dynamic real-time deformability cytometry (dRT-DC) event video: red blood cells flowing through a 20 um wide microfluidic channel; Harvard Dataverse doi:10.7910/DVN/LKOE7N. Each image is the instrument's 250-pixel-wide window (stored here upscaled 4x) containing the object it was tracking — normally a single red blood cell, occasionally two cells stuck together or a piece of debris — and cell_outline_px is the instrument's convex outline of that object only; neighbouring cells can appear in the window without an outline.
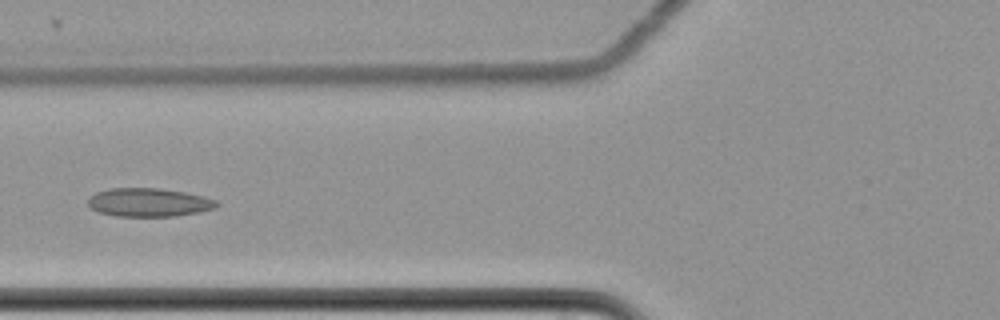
{"species": "common noctule bat (a hibernating species)", "species_latin": "Nyctalus noctula", "temperature_condition": "cold", "stored_images_in_passage": 10, "camera_frame_rate_fps": 3000, "um_per_image_px": 0.085, "animal": {"sex": "female", "body_mass_g": 22.7, "forearm_length_mm": 54.2}, "frame": {"image": 1, "passage_image": 6, "time_ms": 1.667, "image_size_px": [1000, 320], "cell_outline_px": [[220, 204], [216, 208], [200, 212], [176, 216], [116, 216], [100, 212], [92, 208], [88, 204], [88, 200], [96, 192], [108, 188], [160, 188], [184, 192], [204, 196], [216, 200]], "centroid_in_image_um": [12.69, 17.2], "position_along_channel_um": 113.1, "area_um2": 21.39}}
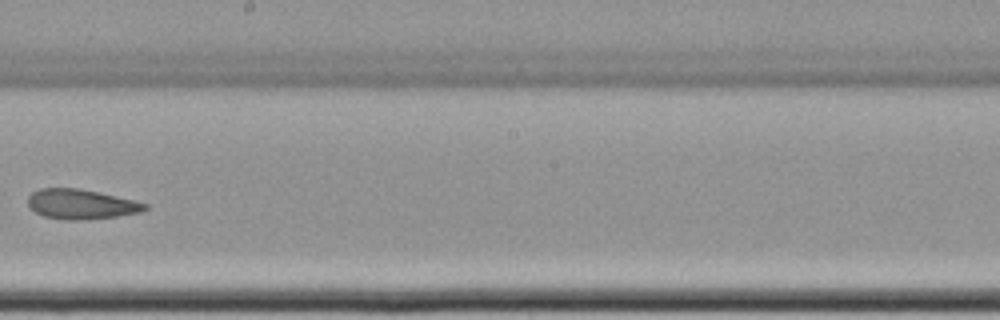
{"frame": {"image": 2, "passage_image": 9, "time_ms": 2.667, "image_size_px": [1000, 320], "cell_outline_px": [[148, 208], [140, 212], [116, 216], [84, 220], [64, 220], [44, 216], [28, 208], [28, 196], [32, 192], [40, 188], [80, 188], [100, 192], [148, 204]], "centroid_in_image_um": [6.85, 17.35], "position_along_channel_um": 241.3, "area_um2": 20.4}}
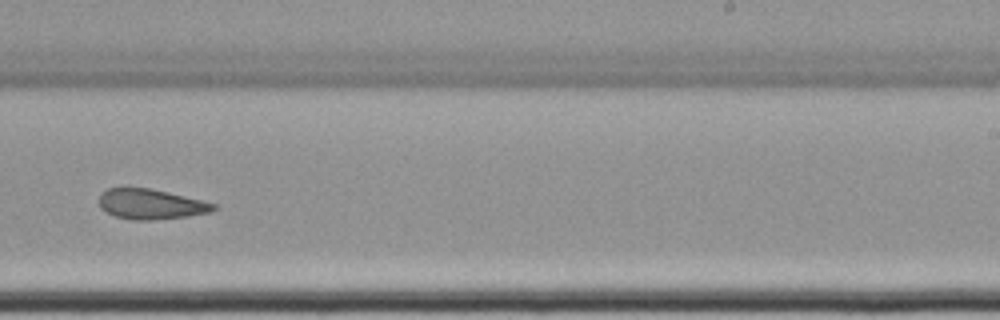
{"frame": {"image": 3, "passage_image": 10, "time_ms": 3.0, "image_size_px": [1000, 320], "cell_outline_px": [[216, 208], [208, 212], [188, 216], [152, 220], [132, 220], [116, 216], [100, 208], [100, 192], [108, 188], [148, 188], [168, 192], [216, 204]], "centroid_in_image_um": [12.79, 17.35], "position_along_channel_um": 276.2, "area_um2": 19.83}}